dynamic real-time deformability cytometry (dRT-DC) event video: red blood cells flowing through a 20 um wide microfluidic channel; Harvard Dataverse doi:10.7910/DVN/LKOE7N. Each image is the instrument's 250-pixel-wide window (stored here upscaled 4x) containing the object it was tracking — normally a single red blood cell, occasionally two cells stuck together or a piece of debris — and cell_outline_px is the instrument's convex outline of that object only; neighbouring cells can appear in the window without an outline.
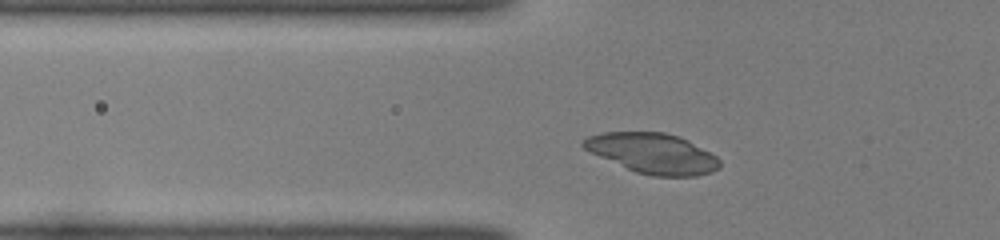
{"species": "common noctule bat (a hibernating species)", "species_latin": "Nyctalus noctula", "temperature_condition": "room temperature", "stored_images_in_passage": 40, "camera_frame_rate_fps": 3000, "um_per_image_px": 0.085, "animal": {"sex": "female", "body_mass_g": 22.0, "forearm_length_mm": 56.7}, "frame": {"image": 1, "passage_image": 8, "time_ms": 2.333, "image_size_px": [1000, 240], "cell_outline_px": [[720, 168], [712, 172], [696, 176], [652, 176], [636, 172], [588, 152], [580, 144], [588, 136], [604, 132], [664, 132], [680, 136], [688, 140], [716, 156], [720, 160]], "centroid_in_image_um": [55.47, 13.03], "position_along_channel_um": 70.3, "area_um2": 31.96}}